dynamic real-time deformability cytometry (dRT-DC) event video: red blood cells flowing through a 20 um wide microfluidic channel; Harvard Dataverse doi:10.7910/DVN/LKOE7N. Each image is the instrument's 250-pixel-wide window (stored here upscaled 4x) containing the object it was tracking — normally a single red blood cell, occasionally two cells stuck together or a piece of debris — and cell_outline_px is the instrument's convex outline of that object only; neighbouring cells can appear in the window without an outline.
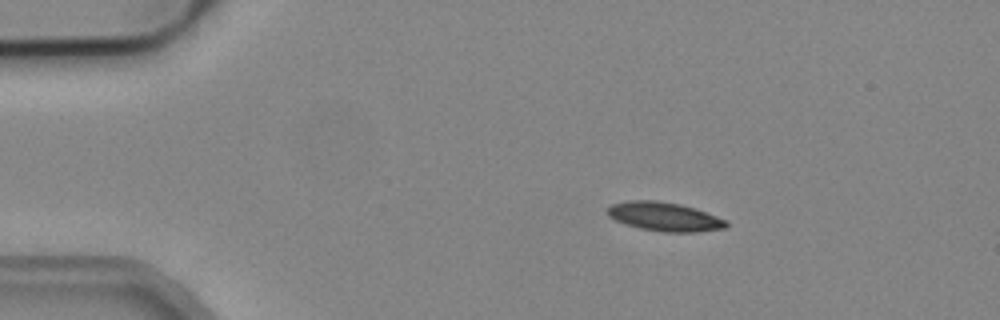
{"species": "common noctule bat (a hibernating species)", "species_latin": "Nyctalus noctula", "temperature_condition": "cold", "stored_images_in_passage": 5, "camera_frame_rate_fps": 3000, "um_per_image_px": 0.085, "animal": {"sex": "male", "body_mass_g": 19.2, "forearm_length_mm": 51.8}, "frame": {"image": 1, "passage_image": 2, "time_ms": 0.333, "image_size_px": [1000, 320], "cell_outline_px": [[728, 228], [696, 232], [664, 232], [640, 228], [624, 224], [608, 216], [608, 208], [612, 204], [628, 200], [656, 200], [680, 204], [696, 208], [728, 220]], "centroid_in_image_um": [56.52, 18.41], "position_along_channel_um": 28.5, "area_um2": 20.17}}
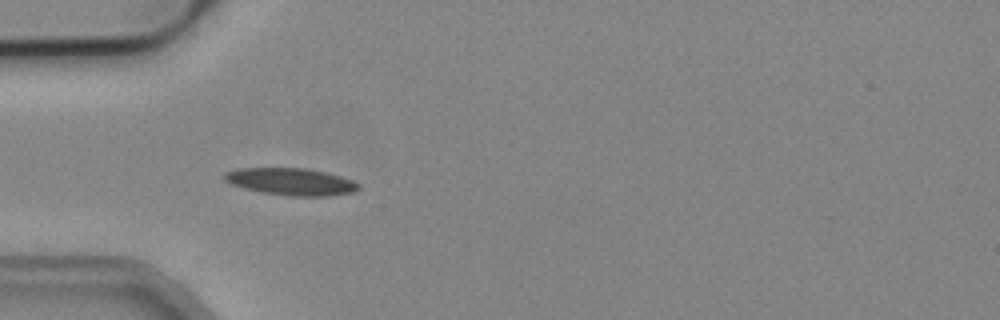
{"frame": {"image": 2, "passage_image": 4, "time_ms": 1.0, "image_size_px": [1000, 320], "cell_outline_px": [[360, 188], [352, 192], [328, 196], [288, 196], [264, 192], [244, 188], [232, 184], [224, 180], [224, 172], [236, 168], [304, 168], [324, 172], [340, 176], [352, 180], [360, 184]], "centroid_in_image_um": [24.72, 15.44], "position_along_channel_um": 60.3, "area_um2": 21.1}}